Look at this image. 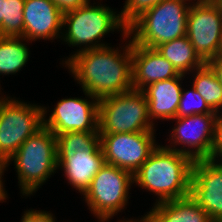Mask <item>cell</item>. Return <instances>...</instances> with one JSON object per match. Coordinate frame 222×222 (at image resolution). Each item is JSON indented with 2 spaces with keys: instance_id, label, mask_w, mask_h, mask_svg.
I'll return each mask as SVG.
<instances>
[{
  "instance_id": "52a82bcc",
  "label": "cell",
  "mask_w": 222,
  "mask_h": 222,
  "mask_svg": "<svg viewBox=\"0 0 222 222\" xmlns=\"http://www.w3.org/2000/svg\"><path fill=\"white\" fill-rule=\"evenodd\" d=\"M132 184L134 180L130 172L105 164L93 177L83 200L100 222H107L126 207Z\"/></svg>"
},
{
  "instance_id": "ba28073f",
  "label": "cell",
  "mask_w": 222,
  "mask_h": 222,
  "mask_svg": "<svg viewBox=\"0 0 222 222\" xmlns=\"http://www.w3.org/2000/svg\"><path fill=\"white\" fill-rule=\"evenodd\" d=\"M43 126V106L0 96V154L8 160Z\"/></svg>"
},
{
  "instance_id": "7a4b0ae2",
  "label": "cell",
  "mask_w": 222,
  "mask_h": 222,
  "mask_svg": "<svg viewBox=\"0 0 222 222\" xmlns=\"http://www.w3.org/2000/svg\"><path fill=\"white\" fill-rule=\"evenodd\" d=\"M193 159L158 145L133 175L136 185L157 195L155 204L190 194Z\"/></svg>"
},
{
  "instance_id": "484cf974",
  "label": "cell",
  "mask_w": 222,
  "mask_h": 222,
  "mask_svg": "<svg viewBox=\"0 0 222 222\" xmlns=\"http://www.w3.org/2000/svg\"><path fill=\"white\" fill-rule=\"evenodd\" d=\"M209 160L222 162V113L217 114L216 116L214 124V139Z\"/></svg>"
},
{
  "instance_id": "4dcf8cb0",
  "label": "cell",
  "mask_w": 222,
  "mask_h": 222,
  "mask_svg": "<svg viewBox=\"0 0 222 222\" xmlns=\"http://www.w3.org/2000/svg\"><path fill=\"white\" fill-rule=\"evenodd\" d=\"M6 1L7 0H0V36L2 20L5 18Z\"/></svg>"
},
{
  "instance_id": "3957f363",
  "label": "cell",
  "mask_w": 222,
  "mask_h": 222,
  "mask_svg": "<svg viewBox=\"0 0 222 222\" xmlns=\"http://www.w3.org/2000/svg\"><path fill=\"white\" fill-rule=\"evenodd\" d=\"M88 3L63 13V24L61 40L72 47H79L78 52L101 48L108 46L101 42L104 35L114 32V30L123 33L122 38L129 39L127 34V26L123 23L120 14L116 13L109 6L102 4L93 5ZM66 28V30H65ZM100 42V43H99ZM83 45V47H82Z\"/></svg>"
},
{
  "instance_id": "9c48e42d",
  "label": "cell",
  "mask_w": 222,
  "mask_h": 222,
  "mask_svg": "<svg viewBox=\"0 0 222 222\" xmlns=\"http://www.w3.org/2000/svg\"><path fill=\"white\" fill-rule=\"evenodd\" d=\"M186 36L195 53L208 63L222 50V6L218 0L192 2Z\"/></svg>"
},
{
  "instance_id": "83f0119b",
  "label": "cell",
  "mask_w": 222,
  "mask_h": 222,
  "mask_svg": "<svg viewBox=\"0 0 222 222\" xmlns=\"http://www.w3.org/2000/svg\"><path fill=\"white\" fill-rule=\"evenodd\" d=\"M54 4L63 12L76 9L91 0H52Z\"/></svg>"
},
{
  "instance_id": "30bf717a",
  "label": "cell",
  "mask_w": 222,
  "mask_h": 222,
  "mask_svg": "<svg viewBox=\"0 0 222 222\" xmlns=\"http://www.w3.org/2000/svg\"><path fill=\"white\" fill-rule=\"evenodd\" d=\"M154 134V132L100 134L105 164L119 167L134 175L158 146Z\"/></svg>"
},
{
  "instance_id": "d6986e66",
  "label": "cell",
  "mask_w": 222,
  "mask_h": 222,
  "mask_svg": "<svg viewBox=\"0 0 222 222\" xmlns=\"http://www.w3.org/2000/svg\"><path fill=\"white\" fill-rule=\"evenodd\" d=\"M155 49L183 75H189V72H193L205 64L195 53L194 47L186 35L162 43Z\"/></svg>"
},
{
  "instance_id": "44dd1931",
  "label": "cell",
  "mask_w": 222,
  "mask_h": 222,
  "mask_svg": "<svg viewBox=\"0 0 222 222\" xmlns=\"http://www.w3.org/2000/svg\"><path fill=\"white\" fill-rule=\"evenodd\" d=\"M191 73H195L191 86L204 98L213 112L220 114L222 112V83L218 80L216 73L207 63Z\"/></svg>"
},
{
  "instance_id": "1f68e13d",
  "label": "cell",
  "mask_w": 222,
  "mask_h": 222,
  "mask_svg": "<svg viewBox=\"0 0 222 222\" xmlns=\"http://www.w3.org/2000/svg\"><path fill=\"white\" fill-rule=\"evenodd\" d=\"M122 222H148V218L145 216V214H144V216H142L141 218H140V220L139 219H137V220H135V219H128V220H121ZM121 221H119V222H121Z\"/></svg>"
},
{
  "instance_id": "4316f807",
  "label": "cell",
  "mask_w": 222,
  "mask_h": 222,
  "mask_svg": "<svg viewBox=\"0 0 222 222\" xmlns=\"http://www.w3.org/2000/svg\"><path fill=\"white\" fill-rule=\"evenodd\" d=\"M20 222H55L56 217L48 211L30 209L24 212Z\"/></svg>"
},
{
  "instance_id": "836d02e7",
  "label": "cell",
  "mask_w": 222,
  "mask_h": 222,
  "mask_svg": "<svg viewBox=\"0 0 222 222\" xmlns=\"http://www.w3.org/2000/svg\"><path fill=\"white\" fill-rule=\"evenodd\" d=\"M215 222H222V216L218 220H216Z\"/></svg>"
},
{
  "instance_id": "7c38bea8",
  "label": "cell",
  "mask_w": 222,
  "mask_h": 222,
  "mask_svg": "<svg viewBox=\"0 0 222 222\" xmlns=\"http://www.w3.org/2000/svg\"><path fill=\"white\" fill-rule=\"evenodd\" d=\"M89 98H63L54 105L49 118L44 110V126L55 135L65 132H99V100L87 92ZM91 99V101H90Z\"/></svg>"
},
{
  "instance_id": "ac0fdd59",
  "label": "cell",
  "mask_w": 222,
  "mask_h": 222,
  "mask_svg": "<svg viewBox=\"0 0 222 222\" xmlns=\"http://www.w3.org/2000/svg\"><path fill=\"white\" fill-rule=\"evenodd\" d=\"M145 216L150 222H213L190 196L154 204Z\"/></svg>"
},
{
  "instance_id": "5bb4252c",
  "label": "cell",
  "mask_w": 222,
  "mask_h": 222,
  "mask_svg": "<svg viewBox=\"0 0 222 222\" xmlns=\"http://www.w3.org/2000/svg\"><path fill=\"white\" fill-rule=\"evenodd\" d=\"M23 14L26 43L61 38L63 12L52 0H25Z\"/></svg>"
},
{
  "instance_id": "f546056e",
  "label": "cell",
  "mask_w": 222,
  "mask_h": 222,
  "mask_svg": "<svg viewBox=\"0 0 222 222\" xmlns=\"http://www.w3.org/2000/svg\"><path fill=\"white\" fill-rule=\"evenodd\" d=\"M216 73L218 80L222 83V55L219 54L207 63Z\"/></svg>"
},
{
  "instance_id": "e0dca14e",
  "label": "cell",
  "mask_w": 222,
  "mask_h": 222,
  "mask_svg": "<svg viewBox=\"0 0 222 222\" xmlns=\"http://www.w3.org/2000/svg\"><path fill=\"white\" fill-rule=\"evenodd\" d=\"M58 169L68 183L82 195L90 187L93 177L105 165L102 148L97 151L75 152L74 156H57Z\"/></svg>"
},
{
  "instance_id": "ffe728a7",
  "label": "cell",
  "mask_w": 222,
  "mask_h": 222,
  "mask_svg": "<svg viewBox=\"0 0 222 222\" xmlns=\"http://www.w3.org/2000/svg\"><path fill=\"white\" fill-rule=\"evenodd\" d=\"M26 41L23 37L0 36V76L16 74L27 64L30 51Z\"/></svg>"
},
{
  "instance_id": "603a6c76",
  "label": "cell",
  "mask_w": 222,
  "mask_h": 222,
  "mask_svg": "<svg viewBox=\"0 0 222 222\" xmlns=\"http://www.w3.org/2000/svg\"><path fill=\"white\" fill-rule=\"evenodd\" d=\"M25 0H7L5 9V18L1 24V36H23V10Z\"/></svg>"
},
{
  "instance_id": "4fadbf2b",
  "label": "cell",
  "mask_w": 222,
  "mask_h": 222,
  "mask_svg": "<svg viewBox=\"0 0 222 222\" xmlns=\"http://www.w3.org/2000/svg\"><path fill=\"white\" fill-rule=\"evenodd\" d=\"M189 196L213 222L222 216V162L193 161Z\"/></svg>"
},
{
  "instance_id": "5b68a950",
  "label": "cell",
  "mask_w": 222,
  "mask_h": 222,
  "mask_svg": "<svg viewBox=\"0 0 222 222\" xmlns=\"http://www.w3.org/2000/svg\"><path fill=\"white\" fill-rule=\"evenodd\" d=\"M191 4L192 0H163L127 27L129 38L135 44L155 49L162 43L185 36Z\"/></svg>"
},
{
  "instance_id": "6da1fadb",
  "label": "cell",
  "mask_w": 222,
  "mask_h": 222,
  "mask_svg": "<svg viewBox=\"0 0 222 222\" xmlns=\"http://www.w3.org/2000/svg\"><path fill=\"white\" fill-rule=\"evenodd\" d=\"M127 43L122 53L110 46L84 50L65 58L62 65L68 67L83 92L98 100L128 92L133 89L131 39Z\"/></svg>"
},
{
  "instance_id": "7402d4cb",
  "label": "cell",
  "mask_w": 222,
  "mask_h": 222,
  "mask_svg": "<svg viewBox=\"0 0 222 222\" xmlns=\"http://www.w3.org/2000/svg\"><path fill=\"white\" fill-rule=\"evenodd\" d=\"M57 156H74L75 152L97 151L100 145L99 132H65L56 135Z\"/></svg>"
},
{
  "instance_id": "f1b7e54d",
  "label": "cell",
  "mask_w": 222,
  "mask_h": 222,
  "mask_svg": "<svg viewBox=\"0 0 222 222\" xmlns=\"http://www.w3.org/2000/svg\"><path fill=\"white\" fill-rule=\"evenodd\" d=\"M7 166H9V161L8 159L0 154V195L6 200L7 199V191H5L6 189L4 188V183H3V177L2 175H4V171L6 170Z\"/></svg>"
},
{
  "instance_id": "9a60e30c",
  "label": "cell",
  "mask_w": 222,
  "mask_h": 222,
  "mask_svg": "<svg viewBox=\"0 0 222 222\" xmlns=\"http://www.w3.org/2000/svg\"><path fill=\"white\" fill-rule=\"evenodd\" d=\"M132 85L142 91L156 81L177 77L180 73L156 49L147 48L131 41Z\"/></svg>"
},
{
  "instance_id": "d4e9b609",
  "label": "cell",
  "mask_w": 222,
  "mask_h": 222,
  "mask_svg": "<svg viewBox=\"0 0 222 222\" xmlns=\"http://www.w3.org/2000/svg\"><path fill=\"white\" fill-rule=\"evenodd\" d=\"M162 1L163 0H126L119 14L123 23L128 27L141 14Z\"/></svg>"
},
{
  "instance_id": "2e32d148",
  "label": "cell",
  "mask_w": 222,
  "mask_h": 222,
  "mask_svg": "<svg viewBox=\"0 0 222 222\" xmlns=\"http://www.w3.org/2000/svg\"><path fill=\"white\" fill-rule=\"evenodd\" d=\"M186 75L180 74L167 80L149 84L142 91L148 103V115L152 121L172 120L176 118L177 109L182 92V79Z\"/></svg>"
},
{
  "instance_id": "277c9868",
  "label": "cell",
  "mask_w": 222,
  "mask_h": 222,
  "mask_svg": "<svg viewBox=\"0 0 222 222\" xmlns=\"http://www.w3.org/2000/svg\"><path fill=\"white\" fill-rule=\"evenodd\" d=\"M8 161L9 165L14 161L20 193L32 195L58 169L56 135L43 126Z\"/></svg>"
},
{
  "instance_id": "8fae6325",
  "label": "cell",
  "mask_w": 222,
  "mask_h": 222,
  "mask_svg": "<svg viewBox=\"0 0 222 222\" xmlns=\"http://www.w3.org/2000/svg\"><path fill=\"white\" fill-rule=\"evenodd\" d=\"M216 116L217 114H195L173 118L176 126L170 131L172 132L169 135L171 143L164 147L186 154L193 160L209 159ZM178 145L181 147H177Z\"/></svg>"
},
{
  "instance_id": "8992f818",
  "label": "cell",
  "mask_w": 222,
  "mask_h": 222,
  "mask_svg": "<svg viewBox=\"0 0 222 222\" xmlns=\"http://www.w3.org/2000/svg\"><path fill=\"white\" fill-rule=\"evenodd\" d=\"M99 134L155 132L148 115V103L140 90L99 99Z\"/></svg>"
},
{
  "instance_id": "d6a6232c",
  "label": "cell",
  "mask_w": 222,
  "mask_h": 222,
  "mask_svg": "<svg viewBox=\"0 0 222 222\" xmlns=\"http://www.w3.org/2000/svg\"><path fill=\"white\" fill-rule=\"evenodd\" d=\"M5 199L0 195V202H4Z\"/></svg>"
},
{
  "instance_id": "e575fe53",
  "label": "cell",
  "mask_w": 222,
  "mask_h": 222,
  "mask_svg": "<svg viewBox=\"0 0 222 222\" xmlns=\"http://www.w3.org/2000/svg\"><path fill=\"white\" fill-rule=\"evenodd\" d=\"M192 1H213V0H192Z\"/></svg>"
},
{
  "instance_id": "cb8c5ba5",
  "label": "cell",
  "mask_w": 222,
  "mask_h": 222,
  "mask_svg": "<svg viewBox=\"0 0 222 222\" xmlns=\"http://www.w3.org/2000/svg\"><path fill=\"white\" fill-rule=\"evenodd\" d=\"M195 114H217L206 104L204 98L192 87L182 89L176 117H186Z\"/></svg>"
}]
</instances>
